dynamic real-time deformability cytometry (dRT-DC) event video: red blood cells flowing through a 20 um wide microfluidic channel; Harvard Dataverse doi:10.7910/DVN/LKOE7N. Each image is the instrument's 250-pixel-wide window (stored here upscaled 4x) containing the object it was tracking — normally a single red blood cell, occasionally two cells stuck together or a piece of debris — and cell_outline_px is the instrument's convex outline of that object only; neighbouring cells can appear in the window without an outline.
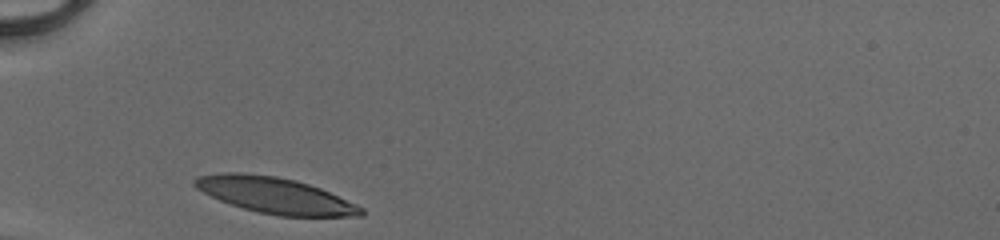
{"species": "human", "species_latin": "Homo sapiens", "temperature_condition": "cold", "stored_images_in_passage": 26, "camera_frame_rate_fps": 3000, "um_per_image_px": 0.085, "donor": {"sex": "male"}, "frame": {"image": 1, "passage_image": 1, "time_ms": 0.0, "image_size_px": [1000, 240], "cell_outline_px": [[364, 216], [280, 216], [260, 212], [244, 208], [220, 200], [196, 188], [192, 184], [192, 180], [200, 176], [220, 172], [240, 172], [276, 176], [296, 180], [320, 188], [356, 204], [364, 208]], "centroid_in_image_um": [23.38, 16.6], "position_along_channel_um": 61.6, "area_um2": 34.62}}
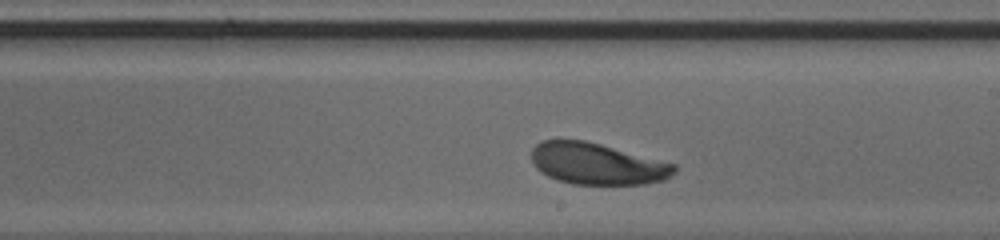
{"frame": {"image": 2, "passage_image": 15, "time_ms": 4.667, "image_size_px": [1000, 240], "cell_outline_px": [[676, 172], [664, 180], [644, 184], [572, 184], [556, 180], [540, 172], [536, 168], [532, 160], [532, 148], [540, 140], [584, 140], [600, 144], [676, 164]], "centroid_in_image_um": [50.74, 13.93], "position_along_channel_um": 238.3, "area_um2": 34.51}}
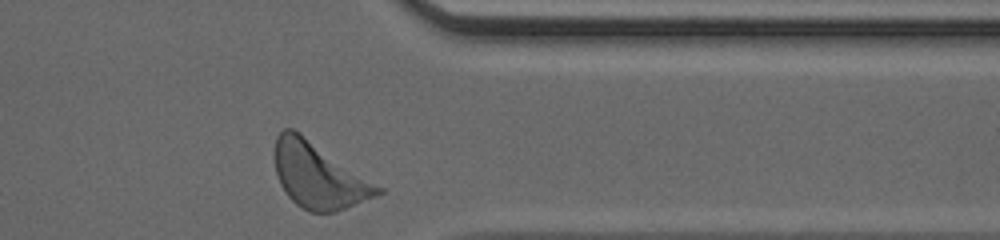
{"frame": {"image": 3, "passage_image": 26, "time_ms": 8.333, "image_size_px": [1000, 240], "cell_outline_px": [[384, 192], [376, 196], [336, 212], [308, 212], [296, 204], [288, 196], [280, 184], [276, 172], [272, 156], [272, 152], [276, 136], [284, 128], [292, 128], [384, 188]], "centroid_in_image_um": [27.04, 14.92], "position_along_channel_um": 384.4, "area_um2": 39.3}, "authors_computed_cell_mechanics": {"area_um2": 35.3736, "velocity_mm_per_s": 4.0594, "shape_relaxation_time_tau1_ms": 2.0088, "shape_relaxation_time_tau2_ms": null, "deformation_change_tau1": 0.1167, "deformation_change_tau2": null}}